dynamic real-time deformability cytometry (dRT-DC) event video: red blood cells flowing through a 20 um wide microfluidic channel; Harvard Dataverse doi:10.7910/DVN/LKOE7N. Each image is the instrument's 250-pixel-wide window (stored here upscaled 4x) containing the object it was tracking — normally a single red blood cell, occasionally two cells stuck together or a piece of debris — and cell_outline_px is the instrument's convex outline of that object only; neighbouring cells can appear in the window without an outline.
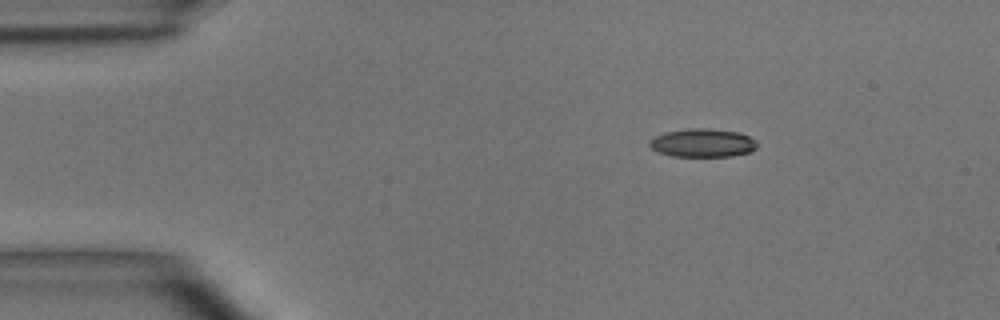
{"species": "common noctule bat (a hibernating species)", "species_latin": "Nyctalus noctula", "temperature_condition": "room temperature", "stored_images_in_passage": 44, "camera_frame_rate_fps": 3000, "um_per_image_px": 0.085, "animal": {"sex": "male", "body_mass_g": 15.6}, "frame": {"image": 1, "passage_image": 1, "time_ms": 0.0, "image_size_px": [1000, 320], "cell_outline_px": [[756, 148], [748, 152], [732, 156], [672, 156], [656, 152], [648, 144], [656, 136], [664, 132], [688, 128], [708, 128], [740, 132], [756, 140]], "centroid_in_image_um": [59.72, 12.14], "position_along_channel_um": 25.3, "area_um2": 17.8}}
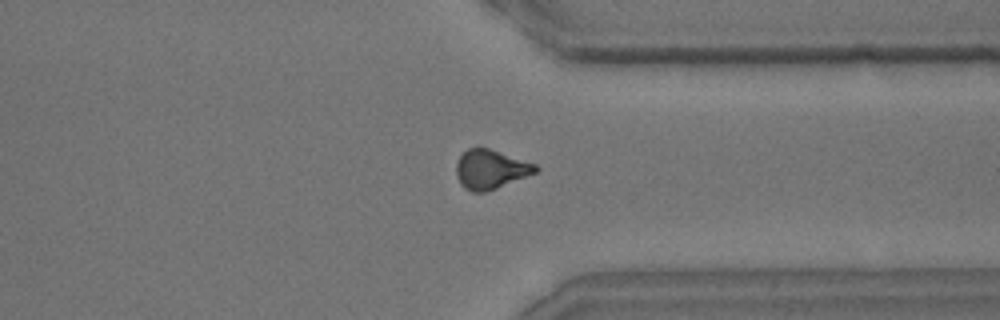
{"frame": {"image": 2, "passage_image": 32, "time_ms": 10.333, "image_size_px": [1000, 320], "cell_outline_px": [[540, 168], [536, 172], [496, 188], [484, 192], [472, 192], [464, 188], [460, 184], [456, 176], [456, 164], [460, 156], [468, 148], [476, 144], [536, 164]], "centroid_in_image_um": [41.66, 14.37], "position_along_channel_um": 369.7, "area_um2": 18.21}}
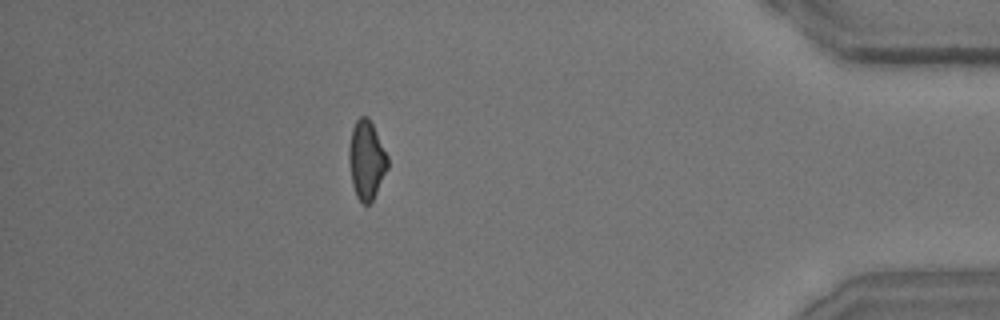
{"frame": {"image": 3, "passage_image": 38, "time_ms": 12.333, "image_size_px": [1000, 320], "cell_outline_px": [[388, 168], [372, 200], [368, 204], [364, 204], [356, 196], [352, 184], [348, 160], [348, 148], [352, 128], [356, 120], [360, 116], [368, 116], [388, 156]], "centroid_in_image_um": [31.13, 13.58], "position_along_channel_um": 404.1, "area_um2": 17.69}, "authors_computed_cell_mechanics": {"area_um2": 17.9469, "velocity_mm_per_s": 3.9424, "shape_relaxation_time_tau1_ms": 6.8822, "shape_relaxation_time_tau2_ms": 2.1784, "deformation_change_tau1": 0.1731, "deformation_change_tau2": 0.0867}}